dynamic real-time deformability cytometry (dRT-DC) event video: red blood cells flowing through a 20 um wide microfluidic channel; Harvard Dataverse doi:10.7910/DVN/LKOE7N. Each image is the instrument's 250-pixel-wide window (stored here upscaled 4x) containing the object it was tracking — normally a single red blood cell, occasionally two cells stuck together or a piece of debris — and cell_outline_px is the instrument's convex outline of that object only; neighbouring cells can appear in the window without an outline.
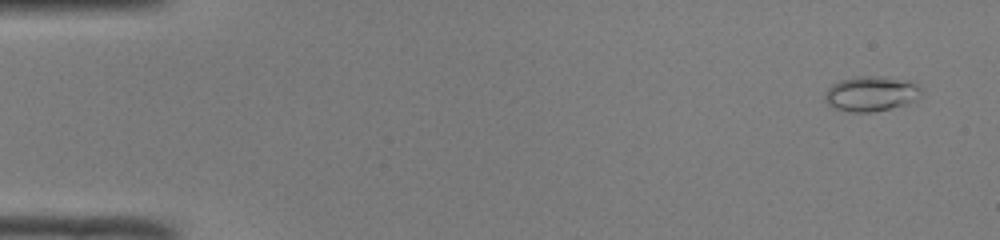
{"species": "common noctule bat (a hibernating species)", "species_latin": "Nyctalus noctula", "temperature_condition": "room temperature", "stored_images_in_passage": 9, "camera_frame_rate_fps": 3000, "um_per_image_px": 0.085, "animal": {"sex": "male", "body_mass_g": 19.0, "forearm_length_mm": 50.8}, "frame": {"image": 1, "passage_image": 1, "time_ms": 0.0, "image_size_px": [1000, 240], "cell_outline_px": [[920, 96], [912, 100], [888, 108], [868, 112], [852, 112], [832, 108], [824, 100], [824, 96], [828, 88], [832, 84], [840, 80], [856, 76], [876, 76], [904, 80], [920, 88]], "centroid_in_image_um": [73.92, 7.96], "position_along_channel_um": 11.1, "area_um2": 19.07}}